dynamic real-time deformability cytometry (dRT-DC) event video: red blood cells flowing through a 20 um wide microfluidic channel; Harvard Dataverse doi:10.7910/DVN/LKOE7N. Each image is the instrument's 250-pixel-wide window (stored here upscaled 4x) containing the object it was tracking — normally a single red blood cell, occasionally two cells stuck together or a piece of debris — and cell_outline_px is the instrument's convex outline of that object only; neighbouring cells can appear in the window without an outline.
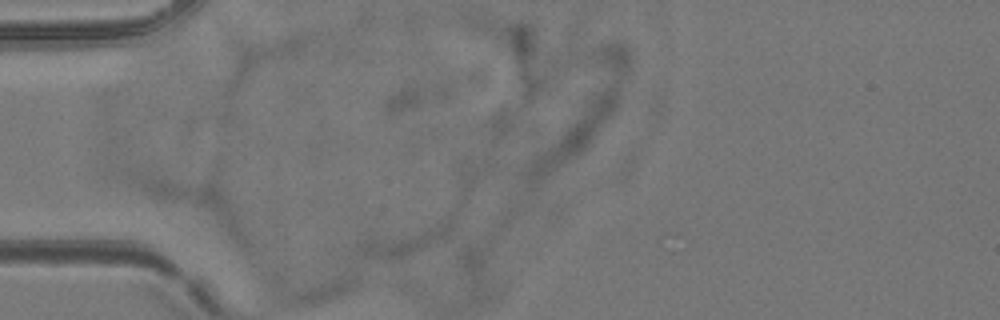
{"species": "common noctule bat (a hibernating species)", "species_latin": "Nyctalus noctula", "temperature_condition": "room temperature", "stored_images_in_passage": 4, "camera_frame_rate_fps": 3000, "um_per_image_px": 0.085, "animal": {"sex": "female", "body_mass_g": 24.6, "forearm_length_mm": 56.2}, "frame": {"image": 1, "passage_image": 2, "time_ms": 0.333, "image_size_px": [1000, 320], "cell_outline_px": [[352, 280], [344, 288], [336, 292], [316, 300], [304, 304], [272, 304], [272, 276], [276, 276]], "centroid_in_image_um": [25.81, 24.58], "position_along_channel_um": 59.2, "area_um2": 11.79}}